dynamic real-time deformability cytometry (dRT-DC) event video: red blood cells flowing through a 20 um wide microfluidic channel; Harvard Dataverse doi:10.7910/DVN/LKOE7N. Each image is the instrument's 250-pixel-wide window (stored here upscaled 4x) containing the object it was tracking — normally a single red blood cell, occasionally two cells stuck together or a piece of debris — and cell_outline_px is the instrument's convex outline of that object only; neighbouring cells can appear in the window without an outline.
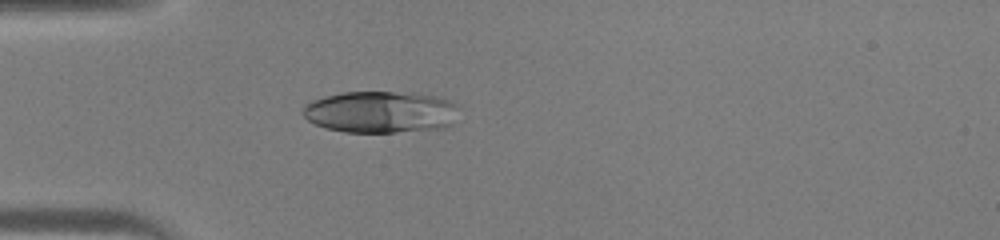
{"species": "human", "species_latin": "Homo sapiens", "temperature_condition": "warm", "stored_images_in_passage": 32, "camera_frame_rate_fps": 3000, "um_per_image_px": 0.085, "donor": {"sex": "male"}, "frame": {"image": 1, "passage_image": 1, "time_ms": 0.0, "image_size_px": [1000, 240], "cell_outline_px": [[460, 104], [452, 124], [444, 128], [396, 132], [344, 132], [328, 128], [316, 124], [308, 120], [304, 116], [304, 104], [312, 100], [324, 96], [344, 92], [412, 92], [440, 96]], "centroid_in_image_um": [32.41, 9.5], "position_along_channel_um": 52.6, "area_um2": 38.32}}
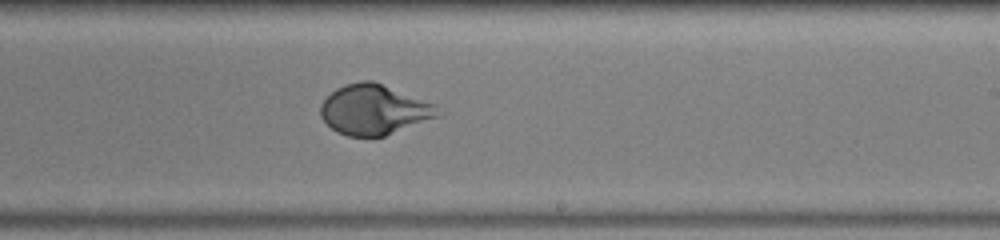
{"frame": {"image": 2, "passage_image": 15, "time_ms": 4.667, "image_size_px": [1000, 240], "cell_outline_px": [[440, 116], [384, 136], [348, 136], [336, 132], [320, 116], [320, 104], [336, 88], [344, 84], [360, 80], [372, 80], [432, 104], [440, 112]], "centroid_in_image_um": [31.74, 9.32], "position_along_channel_um": 257.3, "area_um2": 33.7}}
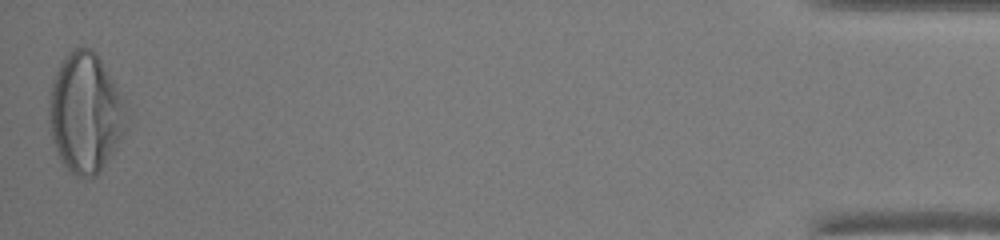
{"frame": {"image": 3, "passage_image": 32, "time_ms": 10.333, "image_size_px": [1000, 240], "cell_outline_px": [[128, 128], [100, 172], [96, 176], [76, 176], [64, 164], [52, 140], [48, 120], [48, 112], [52, 80], [60, 64], [68, 52], [72, 48], [92, 48], [96, 52], [124, 100]], "centroid_in_image_um": [7.26, 9.59], "position_along_channel_um": 427.9, "area_um2": 53.7}}